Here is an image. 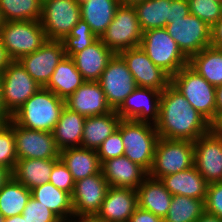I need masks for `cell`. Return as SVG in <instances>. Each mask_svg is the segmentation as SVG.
Segmentation results:
<instances>
[{"label": "cell", "mask_w": 222, "mask_h": 222, "mask_svg": "<svg viewBox=\"0 0 222 222\" xmlns=\"http://www.w3.org/2000/svg\"><path fill=\"white\" fill-rule=\"evenodd\" d=\"M31 198V190L13 177L0 190V213L5 217L21 215Z\"/></svg>", "instance_id": "836d02e7"}, {"label": "cell", "mask_w": 222, "mask_h": 222, "mask_svg": "<svg viewBox=\"0 0 222 222\" xmlns=\"http://www.w3.org/2000/svg\"><path fill=\"white\" fill-rule=\"evenodd\" d=\"M155 126L159 138L193 142L213 128L172 84L161 92L159 120Z\"/></svg>", "instance_id": "6da1fadb"}, {"label": "cell", "mask_w": 222, "mask_h": 222, "mask_svg": "<svg viewBox=\"0 0 222 222\" xmlns=\"http://www.w3.org/2000/svg\"><path fill=\"white\" fill-rule=\"evenodd\" d=\"M4 222H27L26 219L21 215H15L12 217L5 218Z\"/></svg>", "instance_id": "db71d44e"}, {"label": "cell", "mask_w": 222, "mask_h": 222, "mask_svg": "<svg viewBox=\"0 0 222 222\" xmlns=\"http://www.w3.org/2000/svg\"><path fill=\"white\" fill-rule=\"evenodd\" d=\"M171 84L195 110L213 126L216 124V87L208 83L189 64L171 77Z\"/></svg>", "instance_id": "3957f363"}, {"label": "cell", "mask_w": 222, "mask_h": 222, "mask_svg": "<svg viewBox=\"0 0 222 222\" xmlns=\"http://www.w3.org/2000/svg\"><path fill=\"white\" fill-rule=\"evenodd\" d=\"M136 10L133 6L120 5L114 19L101 35V41L115 54L122 50L139 47L142 40Z\"/></svg>", "instance_id": "ba28073f"}, {"label": "cell", "mask_w": 222, "mask_h": 222, "mask_svg": "<svg viewBox=\"0 0 222 222\" xmlns=\"http://www.w3.org/2000/svg\"><path fill=\"white\" fill-rule=\"evenodd\" d=\"M164 187L174 196L206 199L209 183L197 171L195 166L160 178Z\"/></svg>", "instance_id": "603a6c76"}, {"label": "cell", "mask_w": 222, "mask_h": 222, "mask_svg": "<svg viewBox=\"0 0 222 222\" xmlns=\"http://www.w3.org/2000/svg\"><path fill=\"white\" fill-rule=\"evenodd\" d=\"M139 46L156 66L163 69L171 77L189 64V59L182 53L165 28L143 32Z\"/></svg>", "instance_id": "52a82bcc"}, {"label": "cell", "mask_w": 222, "mask_h": 222, "mask_svg": "<svg viewBox=\"0 0 222 222\" xmlns=\"http://www.w3.org/2000/svg\"><path fill=\"white\" fill-rule=\"evenodd\" d=\"M65 106L64 99L41 87L11 115V119L26 129L53 132Z\"/></svg>", "instance_id": "7a4b0ae2"}, {"label": "cell", "mask_w": 222, "mask_h": 222, "mask_svg": "<svg viewBox=\"0 0 222 222\" xmlns=\"http://www.w3.org/2000/svg\"><path fill=\"white\" fill-rule=\"evenodd\" d=\"M194 144V166L210 184L222 181V135L213 127Z\"/></svg>", "instance_id": "5bb4252c"}, {"label": "cell", "mask_w": 222, "mask_h": 222, "mask_svg": "<svg viewBox=\"0 0 222 222\" xmlns=\"http://www.w3.org/2000/svg\"><path fill=\"white\" fill-rule=\"evenodd\" d=\"M5 217L0 213V222H4Z\"/></svg>", "instance_id": "680465c9"}, {"label": "cell", "mask_w": 222, "mask_h": 222, "mask_svg": "<svg viewBox=\"0 0 222 222\" xmlns=\"http://www.w3.org/2000/svg\"><path fill=\"white\" fill-rule=\"evenodd\" d=\"M190 14L212 27L222 16V3L214 0H188Z\"/></svg>", "instance_id": "f35d334b"}, {"label": "cell", "mask_w": 222, "mask_h": 222, "mask_svg": "<svg viewBox=\"0 0 222 222\" xmlns=\"http://www.w3.org/2000/svg\"><path fill=\"white\" fill-rule=\"evenodd\" d=\"M124 151L125 148L121 137L120 121L118 129L113 132L107 139H105L101 146L97 149L100 164L108 159L117 158L124 155Z\"/></svg>", "instance_id": "ab89813d"}, {"label": "cell", "mask_w": 222, "mask_h": 222, "mask_svg": "<svg viewBox=\"0 0 222 222\" xmlns=\"http://www.w3.org/2000/svg\"><path fill=\"white\" fill-rule=\"evenodd\" d=\"M109 187L102 171L77 180L72 194L74 215H96Z\"/></svg>", "instance_id": "ac0fdd59"}, {"label": "cell", "mask_w": 222, "mask_h": 222, "mask_svg": "<svg viewBox=\"0 0 222 222\" xmlns=\"http://www.w3.org/2000/svg\"><path fill=\"white\" fill-rule=\"evenodd\" d=\"M128 222H164V219L150 211L137 207Z\"/></svg>", "instance_id": "f6af8a7d"}, {"label": "cell", "mask_w": 222, "mask_h": 222, "mask_svg": "<svg viewBox=\"0 0 222 222\" xmlns=\"http://www.w3.org/2000/svg\"><path fill=\"white\" fill-rule=\"evenodd\" d=\"M11 116L5 111L2 103L1 80H0V122H6Z\"/></svg>", "instance_id": "f5cc1de1"}, {"label": "cell", "mask_w": 222, "mask_h": 222, "mask_svg": "<svg viewBox=\"0 0 222 222\" xmlns=\"http://www.w3.org/2000/svg\"><path fill=\"white\" fill-rule=\"evenodd\" d=\"M137 207L135 189L109 187L96 216L103 222H128Z\"/></svg>", "instance_id": "ffe728a7"}, {"label": "cell", "mask_w": 222, "mask_h": 222, "mask_svg": "<svg viewBox=\"0 0 222 222\" xmlns=\"http://www.w3.org/2000/svg\"><path fill=\"white\" fill-rule=\"evenodd\" d=\"M72 218H74L76 220H74ZM64 222H103V221L99 217H97L96 215H74L73 214Z\"/></svg>", "instance_id": "c3c4849f"}, {"label": "cell", "mask_w": 222, "mask_h": 222, "mask_svg": "<svg viewBox=\"0 0 222 222\" xmlns=\"http://www.w3.org/2000/svg\"><path fill=\"white\" fill-rule=\"evenodd\" d=\"M165 29L188 59L210 47L211 27L195 15L170 20Z\"/></svg>", "instance_id": "8fae6325"}, {"label": "cell", "mask_w": 222, "mask_h": 222, "mask_svg": "<svg viewBox=\"0 0 222 222\" xmlns=\"http://www.w3.org/2000/svg\"><path fill=\"white\" fill-rule=\"evenodd\" d=\"M204 212V200L174 195L164 222H196Z\"/></svg>", "instance_id": "e575fe53"}, {"label": "cell", "mask_w": 222, "mask_h": 222, "mask_svg": "<svg viewBox=\"0 0 222 222\" xmlns=\"http://www.w3.org/2000/svg\"><path fill=\"white\" fill-rule=\"evenodd\" d=\"M81 19L79 0H45L40 23L47 40L62 41Z\"/></svg>", "instance_id": "9c48e42d"}, {"label": "cell", "mask_w": 222, "mask_h": 222, "mask_svg": "<svg viewBox=\"0 0 222 222\" xmlns=\"http://www.w3.org/2000/svg\"><path fill=\"white\" fill-rule=\"evenodd\" d=\"M98 82L113 110H116L137 87L134 77L118 53L109 60Z\"/></svg>", "instance_id": "4fadbf2b"}, {"label": "cell", "mask_w": 222, "mask_h": 222, "mask_svg": "<svg viewBox=\"0 0 222 222\" xmlns=\"http://www.w3.org/2000/svg\"><path fill=\"white\" fill-rule=\"evenodd\" d=\"M190 14L188 0H171L170 20H178Z\"/></svg>", "instance_id": "ee69618b"}, {"label": "cell", "mask_w": 222, "mask_h": 222, "mask_svg": "<svg viewBox=\"0 0 222 222\" xmlns=\"http://www.w3.org/2000/svg\"><path fill=\"white\" fill-rule=\"evenodd\" d=\"M118 54L125 61L137 87L162 92L171 84V76L156 66L140 46L122 50Z\"/></svg>", "instance_id": "7c38bea8"}, {"label": "cell", "mask_w": 222, "mask_h": 222, "mask_svg": "<svg viewBox=\"0 0 222 222\" xmlns=\"http://www.w3.org/2000/svg\"><path fill=\"white\" fill-rule=\"evenodd\" d=\"M31 197L48 207L63 222L74 214L72 196L50 182L31 189Z\"/></svg>", "instance_id": "4dcf8cb0"}, {"label": "cell", "mask_w": 222, "mask_h": 222, "mask_svg": "<svg viewBox=\"0 0 222 222\" xmlns=\"http://www.w3.org/2000/svg\"><path fill=\"white\" fill-rule=\"evenodd\" d=\"M213 127L222 135V118Z\"/></svg>", "instance_id": "9f6ffc18"}, {"label": "cell", "mask_w": 222, "mask_h": 222, "mask_svg": "<svg viewBox=\"0 0 222 222\" xmlns=\"http://www.w3.org/2000/svg\"><path fill=\"white\" fill-rule=\"evenodd\" d=\"M121 120L115 110L102 115L86 117L81 147L97 150L104 140L118 129Z\"/></svg>", "instance_id": "d4e9b609"}, {"label": "cell", "mask_w": 222, "mask_h": 222, "mask_svg": "<svg viewBox=\"0 0 222 222\" xmlns=\"http://www.w3.org/2000/svg\"><path fill=\"white\" fill-rule=\"evenodd\" d=\"M85 119L86 117L71 111L66 106L64 107L52 132L60 151L67 148L81 147Z\"/></svg>", "instance_id": "83f0119b"}, {"label": "cell", "mask_w": 222, "mask_h": 222, "mask_svg": "<svg viewBox=\"0 0 222 222\" xmlns=\"http://www.w3.org/2000/svg\"><path fill=\"white\" fill-rule=\"evenodd\" d=\"M160 97L161 91L136 87L115 111L123 120L155 125L159 120Z\"/></svg>", "instance_id": "2e32d148"}, {"label": "cell", "mask_w": 222, "mask_h": 222, "mask_svg": "<svg viewBox=\"0 0 222 222\" xmlns=\"http://www.w3.org/2000/svg\"><path fill=\"white\" fill-rule=\"evenodd\" d=\"M222 118V85L216 87V123Z\"/></svg>", "instance_id": "681fc988"}, {"label": "cell", "mask_w": 222, "mask_h": 222, "mask_svg": "<svg viewBox=\"0 0 222 222\" xmlns=\"http://www.w3.org/2000/svg\"><path fill=\"white\" fill-rule=\"evenodd\" d=\"M189 65L214 87L222 85V49L204 48L189 59Z\"/></svg>", "instance_id": "d6a6232c"}, {"label": "cell", "mask_w": 222, "mask_h": 222, "mask_svg": "<svg viewBox=\"0 0 222 222\" xmlns=\"http://www.w3.org/2000/svg\"><path fill=\"white\" fill-rule=\"evenodd\" d=\"M171 0H143L135 3L137 18L143 32L165 28L170 22Z\"/></svg>", "instance_id": "1f68e13d"}, {"label": "cell", "mask_w": 222, "mask_h": 222, "mask_svg": "<svg viewBox=\"0 0 222 222\" xmlns=\"http://www.w3.org/2000/svg\"><path fill=\"white\" fill-rule=\"evenodd\" d=\"M5 21H38L42 15V0H0Z\"/></svg>", "instance_id": "d590c367"}, {"label": "cell", "mask_w": 222, "mask_h": 222, "mask_svg": "<svg viewBox=\"0 0 222 222\" xmlns=\"http://www.w3.org/2000/svg\"><path fill=\"white\" fill-rule=\"evenodd\" d=\"M0 80L2 103L10 116L41 88L18 60L5 68Z\"/></svg>", "instance_id": "30bf717a"}, {"label": "cell", "mask_w": 222, "mask_h": 222, "mask_svg": "<svg viewBox=\"0 0 222 222\" xmlns=\"http://www.w3.org/2000/svg\"><path fill=\"white\" fill-rule=\"evenodd\" d=\"M136 192L138 207L163 219L167 216L173 195L164 187L160 179L148 175Z\"/></svg>", "instance_id": "cb8c5ba5"}, {"label": "cell", "mask_w": 222, "mask_h": 222, "mask_svg": "<svg viewBox=\"0 0 222 222\" xmlns=\"http://www.w3.org/2000/svg\"><path fill=\"white\" fill-rule=\"evenodd\" d=\"M0 40L12 60L38 50L47 40L40 20L5 21L0 29Z\"/></svg>", "instance_id": "5b68a950"}, {"label": "cell", "mask_w": 222, "mask_h": 222, "mask_svg": "<svg viewBox=\"0 0 222 222\" xmlns=\"http://www.w3.org/2000/svg\"><path fill=\"white\" fill-rule=\"evenodd\" d=\"M22 216L27 222H63L48 207L31 197L26 204Z\"/></svg>", "instance_id": "60d3db41"}, {"label": "cell", "mask_w": 222, "mask_h": 222, "mask_svg": "<svg viewBox=\"0 0 222 222\" xmlns=\"http://www.w3.org/2000/svg\"><path fill=\"white\" fill-rule=\"evenodd\" d=\"M13 60L10 58L7 53L5 47L2 45L0 40V75L3 73L5 68L12 62Z\"/></svg>", "instance_id": "7dc6e473"}, {"label": "cell", "mask_w": 222, "mask_h": 222, "mask_svg": "<svg viewBox=\"0 0 222 222\" xmlns=\"http://www.w3.org/2000/svg\"><path fill=\"white\" fill-rule=\"evenodd\" d=\"M17 160L60 159V150L52 132L26 129L14 122Z\"/></svg>", "instance_id": "9a60e30c"}, {"label": "cell", "mask_w": 222, "mask_h": 222, "mask_svg": "<svg viewBox=\"0 0 222 222\" xmlns=\"http://www.w3.org/2000/svg\"><path fill=\"white\" fill-rule=\"evenodd\" d=\"M60 159L69 169L75 182L101 171L97 150L94 149L67 148L60 151Z\"/></svg>", "instance_id": "484cf974"}, {"label": "cell", "mask_w": 222, "mask_h": 222, "mask_svg": "<svg viewBox=\"0 0 222 222\" xmlns=\"http://www.w3.org/2000/svg\"><path fill=\"white\" fill-rule=\"evenodd\" d=\"M192 166H194L193 141L159 138L153 165L148 175L160 179L187 170Z\"/></svg>", "instance_id": "8992f818"}, {"label": "cell", "mask_w": 222, "mask_h": 222, "mask_svg": "<svg viewBox=\"0 0 222 222\" xmlns=\"http://www.w3.org/2000/svg\"><path fill=\"white\" fill-rule=\"evenodd\" d=\"M115 53L100 38L71 58L85 81H99L109 60Z\"/></svg>", "instance_id": "7402d4cb"}, {"label": "cell", "mask_w": 222, "mask_h": 222, "mask_svg": "<svg viewBox=\"0 0 222 222\" xmlns=\"http://www.w3.org/2000/svg\"><path fill=\"white\" fill-rule=\"evenodd\" d=\"M210 46L217 49H222V16L211 27Z\"/></svg>", "instance_id": "bcb514c9"}, {"label": "cell", "mask_w": 222, "mask_h": 222, "mask_svg": "<svg viewBox=\"0 0 222 222\" xmlns=\"http://www.w3.org/2000/svg\"><path fill=\"white\" fill-rule=\"evenodd\" d=\"M204 205L205 212L216 215L222 219V181L208 185Z\"/></svg>", "instance_id": "7bdbcfd3"}, {"label": "cell", "mask_w": 222, "mask_h": 222, "mask_svg": "<svg viewBox=\"0 0 222 222\" xmlns=\"http://www.w3.org/2000/svg\"><path fill=\"white\" fill-rule=\"evenodd\" d=\"M85 82L71 57L65 56L56 66L44 87L62 99L68 98Z\"/></svg>", "instance_id": "f546056e"}, {"label": "cell", "mask_w": 222, "mask_h": 222, "mask_svg": "<svg viewBox=\"0 0 222 222\" xmlns=\"http://www.w3.org/2000/svg\"><path fill=\"white\" fill-rule=\"evenodd\" d=\"M97 39L98 37L91 31L89 24L80 19L69 35L62 40L64 53L66 56L72 57L87 46H90Z\"/></svg>", "instance_id": "8d00e7d4"}, {"label": "cell", "mask_w": 222, "mask_h": 222, "mask_svg": "<svg viewBox=\"0 0 222 222\" xmlns=\"http://www.w3.org/2000/svg\"><path fill=\"white\" fill-rule=\"evenodd\" d=\"M66 107L84 117L102 115L113 111L98 81H85L65 99Z\"/></svg>", "instance_id": "d6986e66"}, {"label": "cell", "mask_w": 222, "mask_h": 222, "mask_svg": "<svg viewBox=\"0 0 222 222\" xmlns=\"http://www.w3.org/2000/svg\"><path fill=\"white\" fill-rule=\"evenodd\" d=\"M81 19L87 22L91 31L100 38L106 31L120 6L118 0H79Z\"/></svg>", "instance_id": "4316f807"}, {"label": "cell", "mask_w": 222, "mask_h": 222, "mask_svg": "<svg viewBox=\"0 0 222 222\" xmlns=\"http://www.w3.org/2000/svg\"><path fill=\"white\" fill-rule=\"evenodd\" d=\"M196 222H222V219L216 215L204 212Z\"/></svg>", "instance_id": "816d5d0a"}, {"label": "cell", "mask_w": 222, "mask_h": 222, "mask_svg": "<svg viewBox=\"0 0 222 222\" xmlns=\"http://www.w3.org/2000/svg\"><path fill=\"white\" fill-rule=\"evenodd\" d=\"M56 188L69 193L71 196L74 192L75 181L67 166L59 159L53 166L49 181Z\"/></svg>", "instance_id": "b9f144b4"}, {"label": "cell", "mask_w": 222, "mask_h": 222, "mask_svg": "<svg viewBox=\"0 0 222 222\" xmlns=\"http://www.w3.org/2000/svg\"><path fill=\"white\" fill-rule=\"evenodd\" d=\"M101 171L110 187L135 190L148 176V172L143 167L132 162L125 155L104 161L101 164Z\"/></svg>", "instance_id": "44dd1931"}, {"label": "cell", "mask_w": 222, "mask_h": 222, "mask_svg": "<svg viewBox=\"0 0 222 222\" xmlns=\"http://www.w3.org/2000/svg\"><path fill=\"white\" fill-rule=\"evenodd\" d=\"M59 159L17 160L12 177L28 189H33L50 181L54 164Z\"/></svg>", "instance_id": "f1b7e54d"}, {"label": "cell", "mask_w": 222, "mask_h": 222, "mask_svg": "<svg viewBox=\"0 0 222 222\" xmlns=\"http://www.w3.org/2000/svg\"><path fill=\"white\" fill-rule=\"evenodd\" d=\"M65 56L62 41L46 40L38 50L22 56L18 61L41 87H45Z\"/></svg>", "instance_id": "e0dca14e"}, {"label": "cell", "mask_w": 222, "mask_h": 222, "mask_svg": "<svg viewBox=\"0 0 222 222\" xmlns=\"http://www.w3.org/2000/svg\"><path fill=\"white\" fill-rule=\"evenodd\" d=\"M120 5L133 6L135 3L141 2L143 0H118Z\"/></svg>", "instance_id": "11a10c76"}, {"label": "cell", "mask_w": 222, "mask_h": 222, "mask_svg": "<svg viewBox=\"0 0 222 222\" xmlns=\"http://www.w3.org/2000/svg\"><path fill=\"white\" fill-rule=\"evenodd\" d=\"M124 155L147 172L152 168L159 135L156 126L147 122L121 120Z\"/></svg>", "instance_id": "277c9868"}, {"label": "cell", "mask_w": 222, "mask_h": 222, "mask_svg": "<svg viewBox=\"0 0 222 222\" xmlns=\"http://www.w3.org/2000/svg\"><path fill=\"white\" fill-rule=\"evenodd\" d=\"M4 22H5V20H4V18H3V16H2V13H1V11H0V29L3 27Z\"/></svg>", "instance_id": "6f0895ef"}, {"label": "cell", "mask_w": 222, "mask_h": 222, "mask_svg": "<svg viewBox=\"0 0 222 222\" xmlns=\"http://www.w3.org/2000/svg\"><path fill=\"white\" fill-rule=\"evenodd\" d=\"M12 178V172L0 165V190Z\"/></svg>", "instance_id": "f907efd6"}, {"label": "cell", "mask_w": 222, "mask_h": 222, "mask_svg": "<svg viewBox=\"0 0 222 222\" xmlns=\"http://www.w3.org/2000/svg\"><path fill=\"white\" fill-rule=\"evenodd\" d=\"M17 161L14 121L0 122V165L13 172Z\"/></svg>", "instance_id": "74e56055"}]
</instances>
